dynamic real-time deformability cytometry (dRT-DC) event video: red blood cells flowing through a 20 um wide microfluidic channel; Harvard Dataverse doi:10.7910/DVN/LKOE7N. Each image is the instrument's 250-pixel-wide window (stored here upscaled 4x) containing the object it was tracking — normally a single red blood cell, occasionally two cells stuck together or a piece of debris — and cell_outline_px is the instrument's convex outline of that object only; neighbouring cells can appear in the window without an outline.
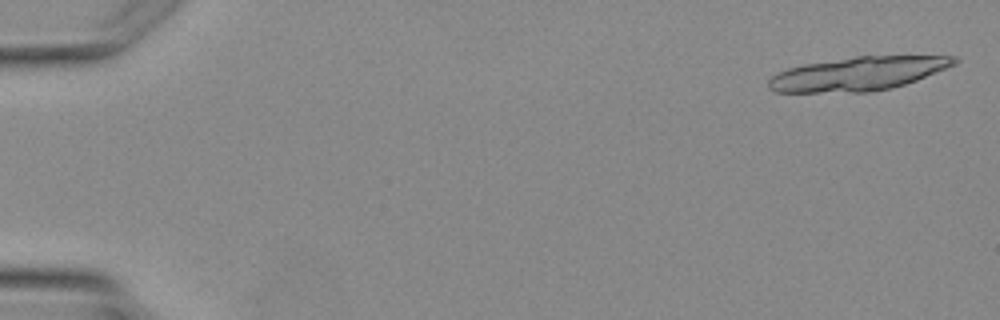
{"species": "Egyptian fruit bat (a non-hibernating species)", "species_latin": "Rousettus aegyptiacus", "temperature_condition": "warm", "stored_images_in_passage": 4, "camera_frame_rate_fps": 3000, "um_per_image_px": 0.085, "animal": {"sex": "female"}, "frame": {"image": 1, "passage_image": 1, "time_ms": 0.0, "image_size_px": [1000, 320], "cell_outline_px": [[960, 60], [956, 64], [916, 80], [892, 88], [868, 92], [776, 92], [768, 88], [768, 80], [776, 72], [788, 68], [804, 64], [856, 56], [956, 56]], "centroid_in_image_um": [72.92, 6.26], "position_along_channel_um": 12.1, "area_um2": 36.36}}